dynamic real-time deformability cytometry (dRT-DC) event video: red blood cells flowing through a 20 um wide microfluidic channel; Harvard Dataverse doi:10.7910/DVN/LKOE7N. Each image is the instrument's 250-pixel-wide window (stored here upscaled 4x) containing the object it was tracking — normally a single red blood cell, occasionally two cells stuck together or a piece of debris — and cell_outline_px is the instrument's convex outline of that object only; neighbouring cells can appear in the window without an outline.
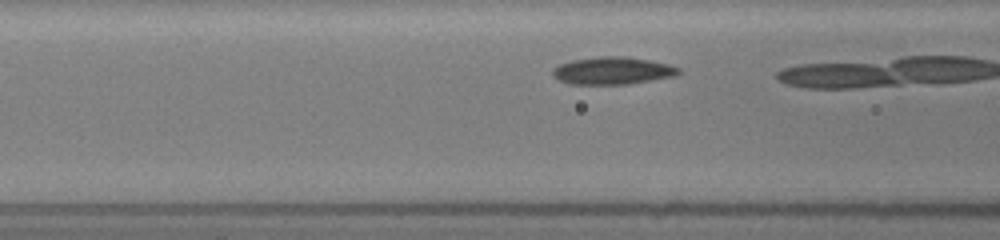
{"species": "common noctule bat (a hibernating species)", "species_latin": "Nyctalus noctula", "temperature_condition": "room temperature", "stored_images_in_passage": 5, "camera_frame_rate_fps": 3000, "um_per_image_px": 0.085, "animal": {"sex": "female", "body_mass_g": 19.5, "forearm_length_mm": 54.1}, "frame": {"image": 1, "passage_image": 4, "time_ms": 1.0, "image_size_px": [1000, 240], "cell_outline_px": [[680, 72], [672, 76], [628, 84], [568, 84], [552, 76], [552, 68], [560, 64], [572, 60], [600, 56], [624, 56], [652, 60], [668, 64], [680, 68]], "centroid_in_image_um": [52.03, 6.0], "position_along_channel_um": 114.6, "area_um2": 20.11}}